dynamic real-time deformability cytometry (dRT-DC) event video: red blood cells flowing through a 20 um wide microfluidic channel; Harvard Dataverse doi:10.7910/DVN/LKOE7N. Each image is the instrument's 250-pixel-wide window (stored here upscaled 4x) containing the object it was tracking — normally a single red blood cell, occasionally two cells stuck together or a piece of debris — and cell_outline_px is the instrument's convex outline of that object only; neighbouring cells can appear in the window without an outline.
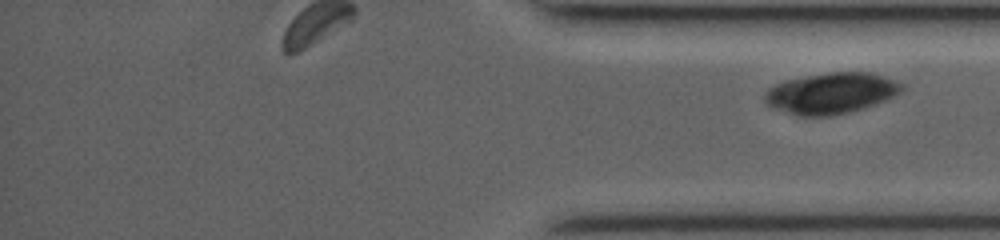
{"species": "common noctule bat (a hibernating species)", "species_latin": "Nyctalus noctula", "temperature_condition": "room temperature", "stored_images_in_passage": 41, "segment_of_instrument_passage": [2, 2], "camera_frame_rate_fps": 3500, "um_per_image_px": 0.085, "animal": {"sex": "female", "body_mass_g": 19.0, "forearm_length_mm": 53.3}, "frame": {"image": 1, "passage_image": 41, "time_ms": 9.714, "image_size_px": [1000, 240], "cell_outline_px": [[904, 88], [900, 92], [884, 100], [864, 108], [848, 112], [828, 116], [796, 116], [772, 108], [764, 100], [764, 96], [768, 88], [776, 84], [788, 80], [808, 76], [832, 72], [868, 72], [896, 80], [904, 84]], "centroid_in_image_um": [70.63, 7.93], "position_along_channel_um": 364.6, "area_um2": 32.48}}